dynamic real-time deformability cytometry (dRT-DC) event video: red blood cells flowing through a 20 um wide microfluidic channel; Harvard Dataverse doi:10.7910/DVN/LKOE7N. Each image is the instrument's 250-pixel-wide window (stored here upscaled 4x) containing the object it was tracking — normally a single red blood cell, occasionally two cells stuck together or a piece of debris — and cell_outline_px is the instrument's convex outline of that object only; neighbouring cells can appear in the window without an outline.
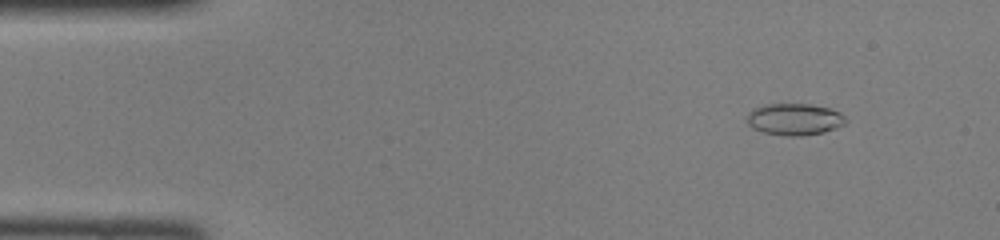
{"species": "common noctule bat (a hibernating species)", "species_latin": "Nyctalus noctula", "temperature_condition": "room temperature", "stored_images_in_passage": 46, "camera_frame_rate_fps": 3000, "um_per_image_px": 0.085, "animal": {"sex": "female", "body_mass_g": 22.0, "forearm_length_mm": 56.7}, "frame": {"image": 1, "passage_image": 5, "time_ms": 1.333, "image_size_px": [1000, 240], "cell_outline_px": [[848, 120], [844, 124], [836, 128], [824, 132], [800, 136], [784, 136], [760, 132], [752, 128], [748, 124], [748, 112], [752, 108], [764, 104], [812, 104], [832, 108], [840, 112]], "centroid_in_image_um": [67.53, 10.14], "position_along_channel_um": 17.5, "area_um2": 18.61}}
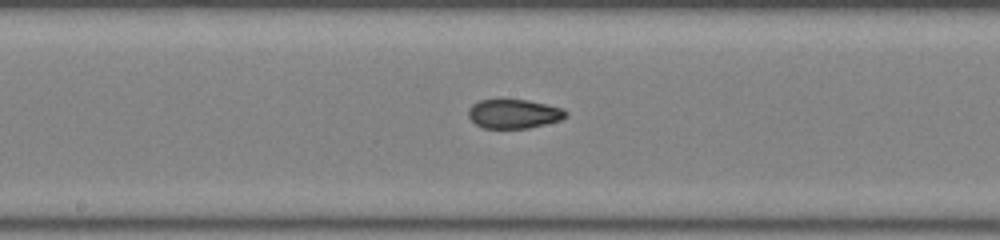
{"frame": {"image": 2, "passage_image": 24, "time_ms": 7.667, "image_size_px": [1000, 240], "cell_outline_px": [[568, 116], [560, 120], [528, 128], [484, 128], [476, 124], [468, 116], [468, 108], [472, 104], [480, 100], [528, 100], [564, 108], [568, 112]], "centroid_in_image_um": [43.69, 9.67], "position_along_channel_um": 204.5, "area_um2": 16.53}}
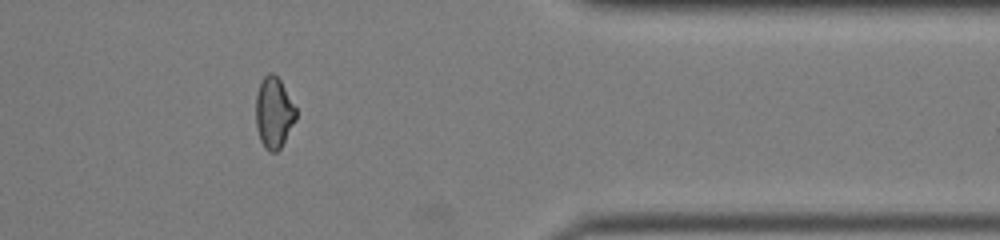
{"frame": {"image": 3, "passage_image": 38, "time_ms": 12.333, "image_size_px": [1000, 240], "cell_outline_px": [[296, 120], [280, 148], [276, 152], [268, 152], [264, 148], [260, 140], [256, 128], [256, 92], [264, 76], [268, 72], [272, 72], [280, 80], [296, 108]], "centroid_in_image_um": [23.26, 9.59], "position_along_channel_um": 388.1, "area_um2": 16.65}}